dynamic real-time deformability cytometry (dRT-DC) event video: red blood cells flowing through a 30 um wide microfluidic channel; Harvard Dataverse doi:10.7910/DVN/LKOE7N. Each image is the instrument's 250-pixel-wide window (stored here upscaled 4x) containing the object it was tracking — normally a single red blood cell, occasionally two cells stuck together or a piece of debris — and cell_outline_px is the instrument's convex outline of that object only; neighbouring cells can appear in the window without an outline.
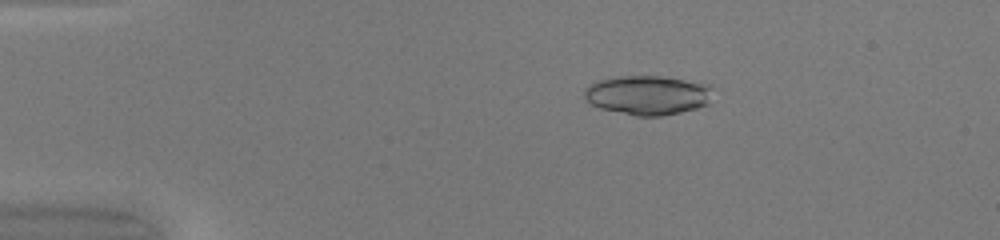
{"species": "common noctule bat (a hibernating species)", "species_latin": "Nyctalus noctula", "temperature_condition": "warm", "stored_images_in_passage": 49, "camera_frame_rate_fps": 3000, "um_per_image_px": 0.085, "animal": {"sex": "female", "body_mass_g": 20.0, "forearm_length_mm": 54.0}, "frame": {"image": 1, "passage_image": 10, "time_ms": 3.0, "image_size_px": [1000, 240], "cell_outline_px": [[712, 88], [708, 104], [696, 108], [680, 112], [660, 116], [636, 116], [600, 108], [592, 104], [584, 96], [584, 88], [600, 80], [620, 76], [660, 76], [712, 84]], "centroid_in_image_um": [55.08, 8.08], "position_along_channel_um": 29.9, "area_um2": 29.3}}